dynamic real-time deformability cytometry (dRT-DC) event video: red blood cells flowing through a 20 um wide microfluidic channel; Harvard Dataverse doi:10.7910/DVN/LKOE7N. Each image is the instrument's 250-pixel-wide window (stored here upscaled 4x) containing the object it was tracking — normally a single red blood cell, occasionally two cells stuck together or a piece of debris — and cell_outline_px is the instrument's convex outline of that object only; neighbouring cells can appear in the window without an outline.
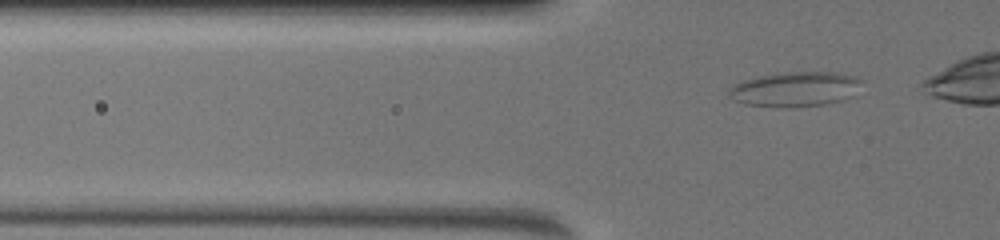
{"species": "common noctule bat (a hibernating species)", "species_latin": "Nyctalus noctula", "temperature_condition": "warm", "stored_images_in_passage": 27, "camera_frame_rate_fps": 3000, "um_per_image_px": 0.085, "animal": {"sex": "female", "body_mass_g": 19.5, "forearm_length_mm": 54.1}, "frame": {"image": 1, "passage_image": 5, "time_ms": 1.333, "image_size_px": [1000, 240], "cell_outline_px": [[856, 80], [840, 100], [824, 104], [744, 104], [736, 100], [728, 92], [736, 84], [744, 80], [760, 76], [784, 72], [832, 72], [856, 76]], "centroid_in_image_um": [67.44, 7.51], "position_along_channel_um": 58.4, "area_um2": 24.28}}
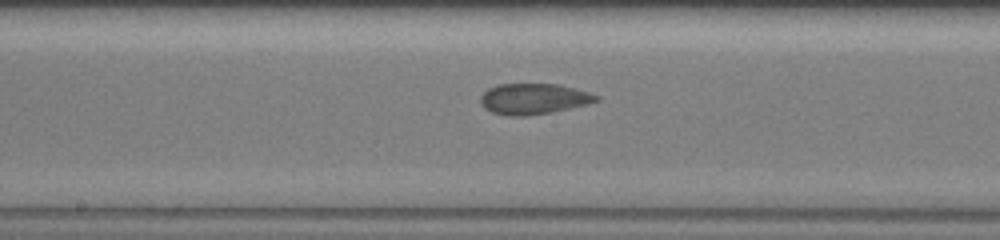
{"frame": {"image": 2, "passage_image": 15, "time_ms": 5.333, "image_size_px": [1000, 240], "cell_outline_px": [[600, 100], [568, 108], [548, 112], [520, 116], [508, 116], [492, 112], [484, 108], [480, 100], [480, 96], [488, 88], [496, 84], [556, 84], [588, 92], [600, 96]], "centroid_in_image_um": [45.3, 8.39], "position_along_channel_um": 202.9, "area_um2": 20.4}}
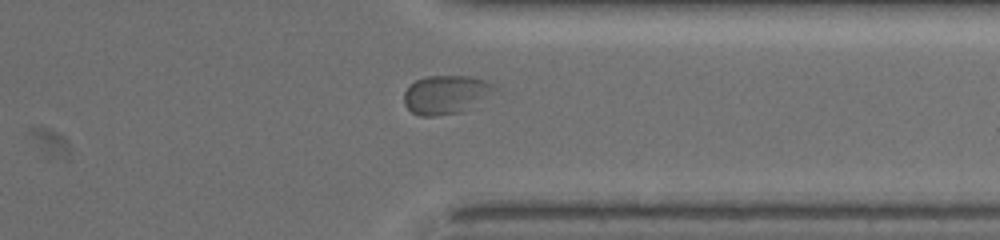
{"frame": {"image": 3, "passage_image": 26, "time_ms": 9.667, "image_size_px": [1000, 240], "cell_outline_px": [[496, 88], [460, 112], [436, 116], [420, 116], [412, 112], [404, 104], [404, 92], [416, 80], [428, 76], [468, 76], [484, 80], [496, 84]], "centroid_in_image_um": [37.82, 8.03], "position_along_channel_um": 373.6, "area_um2": 19.71}}